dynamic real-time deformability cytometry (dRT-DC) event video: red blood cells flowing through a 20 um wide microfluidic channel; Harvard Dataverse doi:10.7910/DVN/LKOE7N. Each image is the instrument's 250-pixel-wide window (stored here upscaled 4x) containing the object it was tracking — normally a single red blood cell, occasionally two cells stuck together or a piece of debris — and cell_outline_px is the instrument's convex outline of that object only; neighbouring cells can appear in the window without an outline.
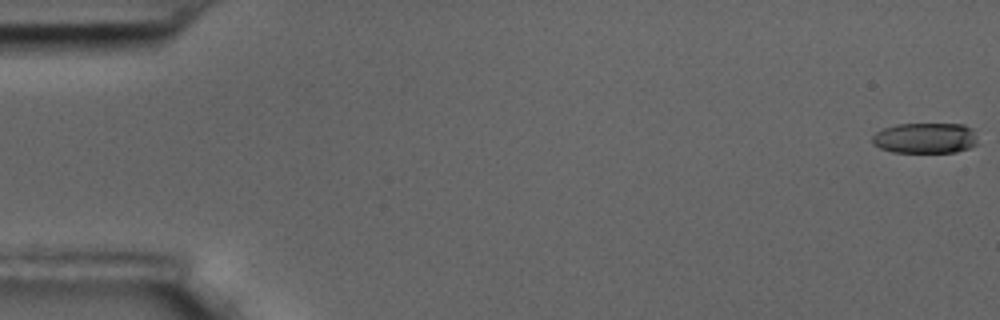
{"species": "common noctule bat (a hibernating species)", "species_latin": "Nyctalus noctula", "temperature_condition": "room temperature", "stored_images_in_passage": 8, "camera_frame_rate_fps": 3000, "um_per_image_px": 0.085, "animal": {"sex": "male", "body_mass_g": 17.5, "forearm_length_mm": 52.3}, "frame": {"image": 1, "passage_image": 1, "time_ms": 0.0, "image_size_px": [1000, 320], "cell_outline_px": [[976, 144], [968, 148], [956, 152], [892, 152], [880, 148], [872, 144], [872, 136], [876, 132], [884, 128], [896, 124], [964, 124], [972, 128], [976, 136]], "centroid_in_image_um": [78.63, 11.73], "position_along_channel_um": 6.4, "area_um2": 18.84}}
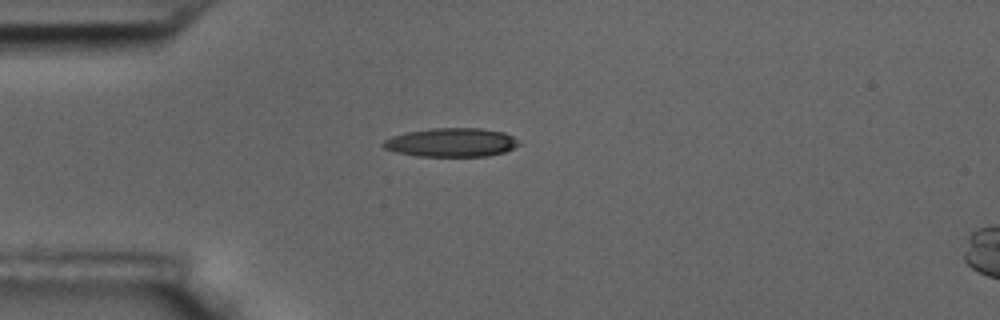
{"frame": {"image": 2, "passage_image": 5, "time_ms": 1.333, "image_size_px": [1000, 320], "cell_outline_px": [[524, 144], [504, 152], [488, 156], [416, 156], [396, 152], [384, 148], [380, 144], [384, 140], [392, 136], [408, 132], [432, 128], [480, 128], [504, 132], [520, 140]], "centroid_in_image_um": [38.41, 12.11], "position_along_channel_um": 46.6, "area_um2": 22.95}}
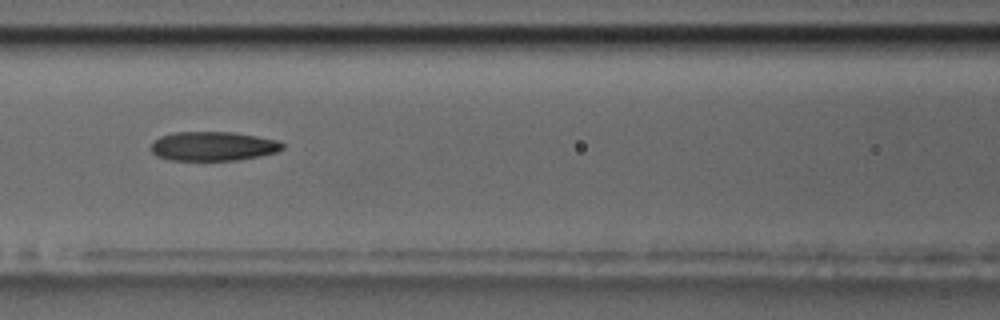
{"frame": {"image": 3, "passage_image": 8, "time_ms": 2.333, "image_size_px": [1000, 320], "cell_outline_px": [[284, 148], [276, 152], [260, 156], [240, 160], [168, 160], [156, 156], [152, 152], [152, 144], [160, 136], [172, 132], [232, 132], [256, 136], [276, 140], [284, 144]], "centroid_in_image_um": [18.11, 12.43], "position_along_channel_um": 148.5, "area_um2": 22.37}}